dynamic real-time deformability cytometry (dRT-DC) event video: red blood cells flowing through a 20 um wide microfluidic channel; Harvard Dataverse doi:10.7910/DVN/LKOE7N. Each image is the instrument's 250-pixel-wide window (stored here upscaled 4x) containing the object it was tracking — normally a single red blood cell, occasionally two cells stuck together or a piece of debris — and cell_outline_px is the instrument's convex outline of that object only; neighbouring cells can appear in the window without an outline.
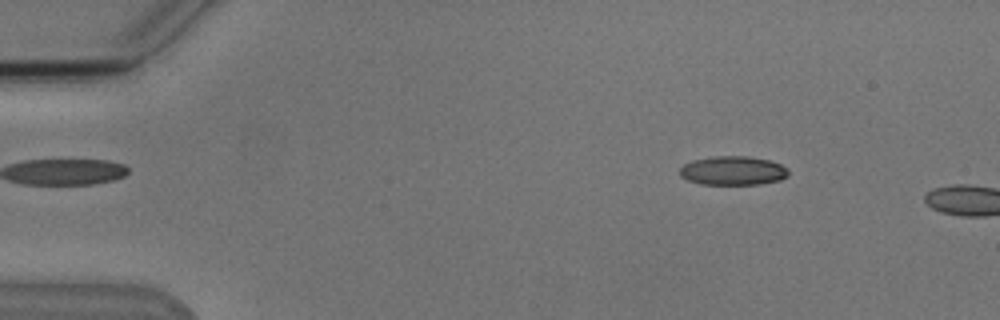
{"species": "Egyptian fruit bat (a non-hibernating species)", "species_latin": "Rousettus aegyptiacus", "temperature_condition": "cold", "stored_images_in_passage": 9, "camera_frame_rate_fps": 3000, "um_per_image_px": 0.085, "animal": {"sex": "male"}, "frame": {"image": 1, "passage_image": 7, "time_ms": 2.0, "image_size_px": [1000, 320], "cell_outline_px": [[788, 176], [780, 180], [756, 184], [700, 184], [688, 180], [680, 176], [680, 168], [684, 164], [692, 160], [712, 156], [748, 156], [768, 160], [780, 164], [788, 168]], "centroid_in_image_um": [62.29, 14.5], "position_along_channel_um": 22.7, "area_um2": 18.32}}